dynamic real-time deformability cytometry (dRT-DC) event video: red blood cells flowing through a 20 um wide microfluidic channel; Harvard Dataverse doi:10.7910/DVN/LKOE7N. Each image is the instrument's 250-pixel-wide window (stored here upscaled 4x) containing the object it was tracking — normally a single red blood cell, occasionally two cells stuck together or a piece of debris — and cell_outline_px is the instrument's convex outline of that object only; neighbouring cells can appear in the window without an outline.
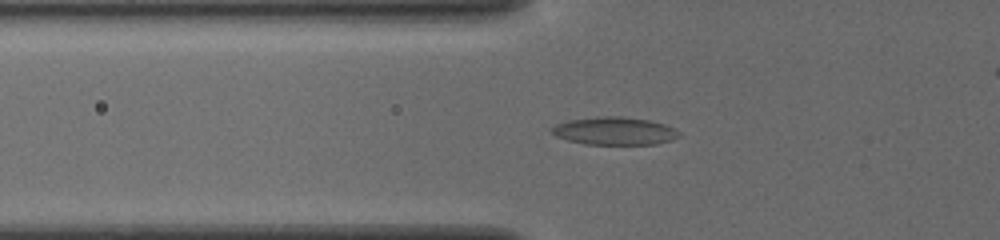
{"species": "common noctule bat (a hibernating species)", "species_latin": "Nyctalus noctula", "temperature_condition": "cold", "stored_images_in_passage": 45, "camera_frame_rate_fps": 3000, "um_per_image_px": 0.085, "animal": {"sex": "female", "body_mass_g": 19.5, "forearm_length_mm": 54.1}, "frame": {"image": 1, "passage_image": 14, "time_ms": 4.333, "image_size_px": [1000, 240], "cell_outline_px": [[680, 136], [672, 140], [656, 144], [584, 144], [568, 140], [556, 136], [552, 132], [552, 128], [556, 124], [568, 120], [596, 116], [624, 116], [648, 120], [664, 124], [680, 132]], "centroid_in_image_um": [52.24, 11.13], "position_along_channel_um": 73.6, "area_um2": 20.63}}
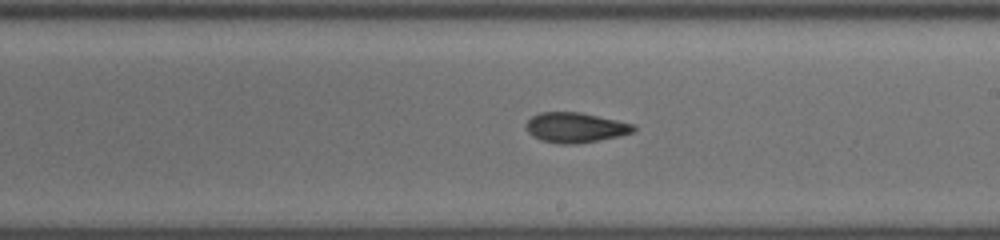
{"frame": {"image": 2, "passage_image": 27, "time_ms": 8.667, "image_size_px": [1000, 240], "cell_outline_px": [[636, 132], [620, 136], [580, 144], [560, 144], [540, 140], [532, 136], [524, 128], [524, 124], [532, 116], [540, 112], [580, 112], [636, 124]], "centroid_in_image_um": [48.92, 10.85], "position_along_channel_um": 240.1, "area_um2": 19.25}}
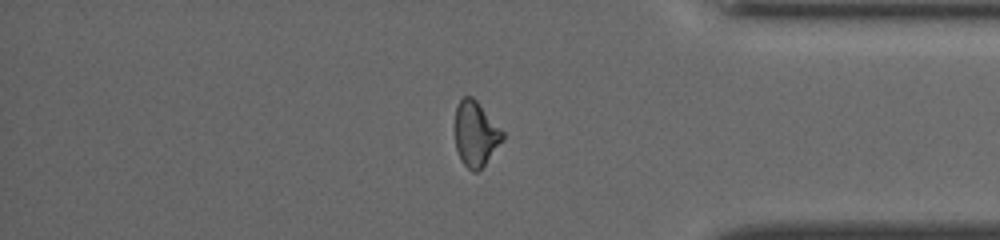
{"frame": {"image": 3, "passage_image": 40, "time_ms": 13.0, "image_size_px": [1000, 240], "cell_outline_px": [[504, 140], [484, 164], [476, 172], [472, 172], [460, 160], [456, 148], [456, 108], [460, 100], [464, 96], [472, 96], [476, 100], [504, 132]], "centroid_in_image_um": [40.44, 11.38], "position_along_channel_um": 394.8, "area_um2": 17.8}}